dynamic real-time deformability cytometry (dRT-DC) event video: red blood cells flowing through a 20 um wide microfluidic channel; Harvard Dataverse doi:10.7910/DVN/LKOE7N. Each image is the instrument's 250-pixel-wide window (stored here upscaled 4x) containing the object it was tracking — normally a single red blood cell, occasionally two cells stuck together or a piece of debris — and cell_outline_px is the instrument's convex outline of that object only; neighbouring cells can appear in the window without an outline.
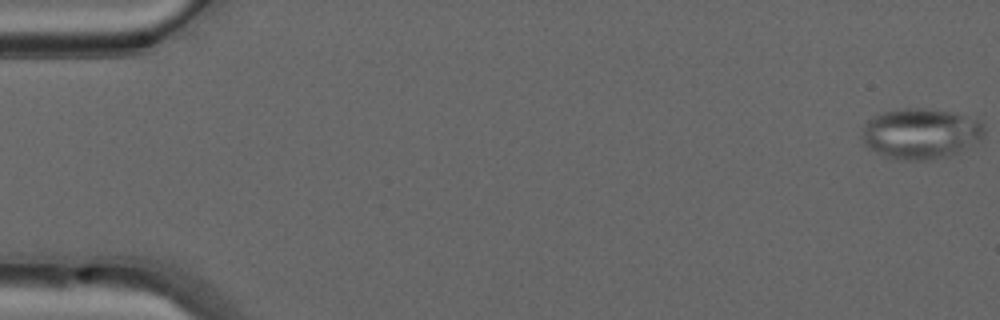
{"species": "common noctule bat (a hibernating species)", "species_latin": "Nyctalus noctula", "temperature_condition": "warm", "stored_images_in_passage": 50, "camera_frame_rate_fps": 3000, "um_per_image_px": 0.085, "animal": {"sex": "male", "forearm_length_mm": 52.5}, "frame": {"image": 1, "passage_image": 1, "time_ms": 0.0, "image_size_px": [1000, 320], "cell_outline_px": [[984, 136], [980, 140], [948, 156], [928, 160], [908, 160], [884, 156], [868, 148], [864, 144], [860, 136], [864, 124], [872, 116], [880, 112], [900, 108], [924, 108], [952, 112], [980, 120], [984, 128]], "centroid_in_image_um": [78.21, 11.33], "position_along_channel_um": 6.8, "area_um2": 36.18}}
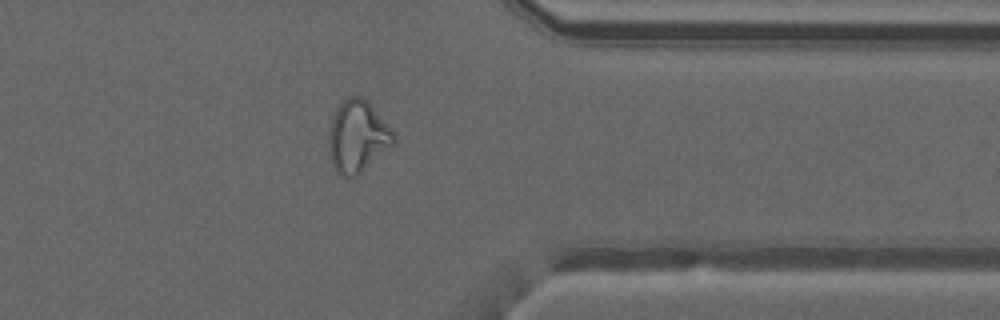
{"frame": {"image": 2, "passage_image": 40, "time_ms": 13.0, "image_size_px": [1000, 320], "cell_outline_px": [[396, 140], [392, 144], [356, 176], [344, 180], [336, 172], [332, 164], [328, 152], [328, 132], [332, 116], [340, 100], [348, 96], [360, 96], [368, 100], [396, 132]], "centroid_in_image_um": [30.36, 11.57], "position_along_channel_um": 381.0, "area_um2": 27.8}}
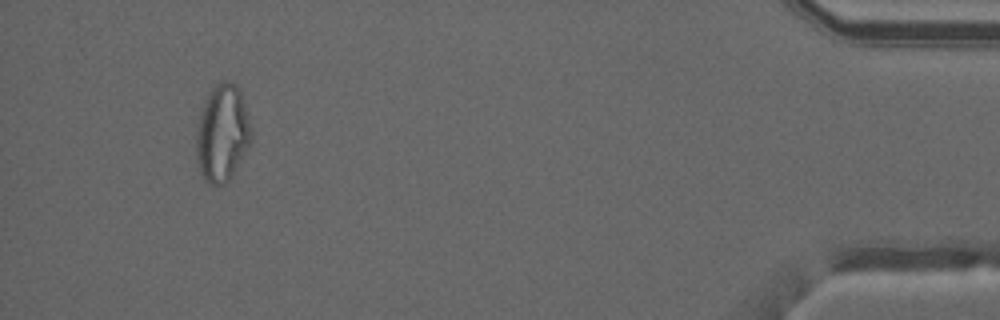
{"frame": {"image": 3, "passage_image": 47, "time_ms": 15.333, "image_size_px": [1000, 320], "cell_outline_px": [[252, 140], [232, 176], [224, 184], [208, 184], [200, 176], [196, 160], [196, 132], [200, 112], [204, 100], [212, 88], [220, 80], [232, 80], [240, 88], [252, 132]], "centroid_in_image_um": [18.88, 11.31], "position_along_channel_um": 416.3, "area_um2": 31.56}}